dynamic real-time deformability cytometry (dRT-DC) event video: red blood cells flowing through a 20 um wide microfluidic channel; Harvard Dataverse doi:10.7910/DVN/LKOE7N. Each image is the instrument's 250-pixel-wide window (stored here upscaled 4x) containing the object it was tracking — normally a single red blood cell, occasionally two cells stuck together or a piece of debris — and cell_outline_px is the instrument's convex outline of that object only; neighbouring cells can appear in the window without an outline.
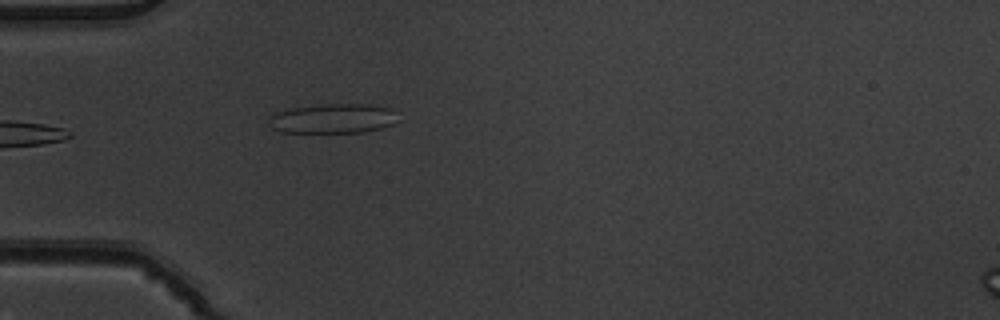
{"species": "common noctule bat (a hibernating species)", "species_latin": "Nyctalus noctula", "temperature_condition": "warm", "stored_images_in_passage": 3, "camera_frame_rate_fps": 3000, "um_per_image_px": 0.085, "animal": {"sex": "male", "body_mass_g": 19.5, "forearm_length_mm": 54.6}, "frame": {"image": 1, "passage_image": 2, "time_ms": 0.333, "image_size_px": [1000, 320], "cell_outline_px": [[400, 120], [392, 124], [380, 128], [364, 132], [280, 132], [272, 128], [268, 124], [268, 120], [276, 112], [292, 108], [328, 104], [368, 104], [392, 108]], "centroid_in_image_um": [28.34, 10.07], "position_along_channel_um": 56.7, "area_um2": 22.25}}